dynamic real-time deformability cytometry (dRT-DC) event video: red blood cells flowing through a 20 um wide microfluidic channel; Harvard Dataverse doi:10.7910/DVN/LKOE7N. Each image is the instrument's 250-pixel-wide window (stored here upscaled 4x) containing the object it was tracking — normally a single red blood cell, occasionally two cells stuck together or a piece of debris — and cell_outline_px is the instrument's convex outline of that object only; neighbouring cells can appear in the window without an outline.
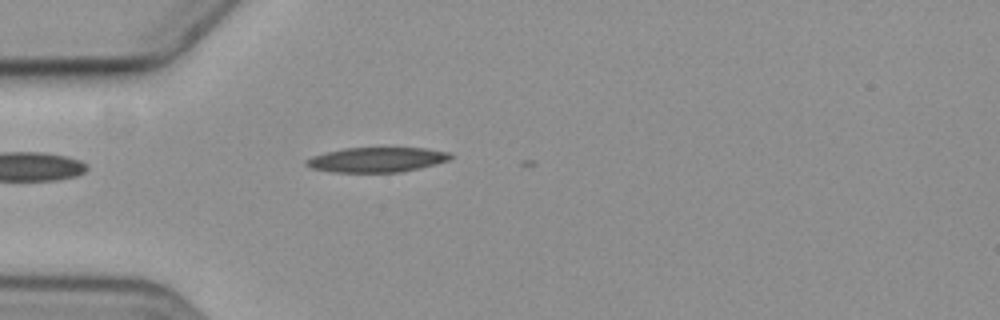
{"species": "common noctule bat (a hibernating species)", "species_latin": "Nyctalus noctula", "temperature_condition": "cold", "stored_images_in_passage": 1, "camera_frame_rate_fps": 3000, "um_per_image_px": 0.085, "animal": {"sex": "female", "body_mass_g": 19.3, "forearm_length_mm": 54.1}, "frame": {"image": 1, "passage_image": 1, "time_ms": 0.0, "image_size_px": [1000, 320], "cell_outline_px": [[452, 156], [448, 160], [436, 164], [420, 168], [400, 172], [332, 172], [312, 168], [304, 164], [304, 160], [312, 156], [344, 148], [424, 148], [448, 152]], "centroid_in_image_um": [32.0, 13.58], "position_along_channel_um": 53.0, "area_um2": 20.75}}